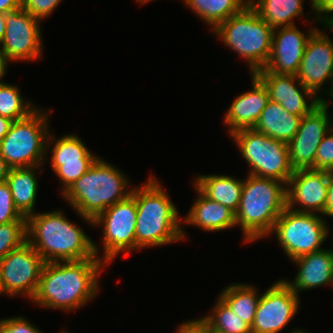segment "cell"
<instances>
[{
	"label": "cell",
	"mask_w": 333,
	"mask_h": 333,
	"mask_svg": "<svg viewBox=\"0 0 333 333\" xmlns=\"http://www.w3.org/2000/svg\"><path fill=\"white\" fill-rule=\"evenodd\" d=\"M5 30H6L5 14L0 13V43L4 38Z\"/></svg>",
	"instance_id": "ee69618b"
},
{
	"label": "cell",
	"mask_w": 333,
	"mask_h": 333,
	"mask_svg": "<svg viewBox=\"0 0 333 333\" xmlns=\"http://www.w3.org/2000/svg\"><path fill=\"white\" fill-rule=\"evenodd\" d=\"M50 113L51 110L37 107L27 117L12 123L0 142V156L10 169L42 166L47 161Z\"/></svg>",
	"instance_id": "52a82bcc"
},
{
	"label": "cell",
	"mask_w": 333,
	"mask_h": 333,
	"mask_svg": "<svg viewBox=\"0 0 333 333\" xmlns=\"http://www.w3.org/2000/svg\"><path fill=\"white\" fill-rule=\"evenodd\" d=\"M254 75L265 85L269 100L279 103L291 114L303 117L321 103V100L295 75H278L271 72H256Z\"/></svg>",
	"instance_id": "ac0fdd59"
},
{
	"label": "cell",
	"mask_w": 333,
	"mask_h": 333,
	"mask_svg": "<svg viewBox=\"0 0 333 333\" xmlns=\"http://www.w3.org/2000/svg\"><path fill=\"white\" fill-rule=\"evenodd\" d=\"M95 161H71L61 162L53 173L58 176L63 187H61V195L71 187L76 180L83 176Z\"/></svg>",
	"instance_id": "1f68e13d"
},
{
	"label": "cell",
	"mask_w": 333,
	"mask_h": 333,
	"mask_svg": "<svg viewBox=\"0 0 333 333\" xmlns=\"http://www.w3.org/2000/svg\"><path fill=\"white\" fill-rule=\"evenodd\" d=\"M329 173H333V167L331 168V170L329 171Z\"/></svg>",
	"instance_id": "681fc988"
},
{
	"label": "cell",
	"mask_w": 333,
	"mask_h": 333,
	"mask_svg": "<svg viewBox=\"0 0 333 333\" xmlns=\"http://www.w3.org/2000/svg\"><path fill=\"white\" fill-rule=\"evenodd\" d=\"M303 0H249V5L273 29L294 26L304 15Z\"/></svg>",
	"instance_id": "d4e9b609"
},
{
	"label": "cell",
	"mask_w": 333,
	"mask_h": 333,
	"mask_svg": "<svg viewBox=\"0 0 333 333\" xmlns=\"http://www.w3.org/2000/svg\"><path fill=\"white\" fill-rule=\"evenodd\" d=\"M300 304L299 295L281 278L260 295L251 332H281L293 320Z\"/></svg>",
	"instance_id": "4fadbf2b"
},
{
	"label": "cell",
	"mask_w": 333,
	"mask_h": 333,
	"mask_svg": "<svg viewBox=\"0 0 333 333\" xmlns=\"http://www.w3.org/2000/svg\"><path fill=\"white\" fill-rule=\"evenodd\" d=\"M40 168L42 167L11 168L7 175L6 183L11 191L14 205L25 218L36 213L34 207L39 191L36 171Z\"/></svg>",
	"instance_id": "cb8c5ba5"
},
{
	"label": "cell",
	"mask_w": 333,
	"mask_h": 333,
	"mask_svg": "<svg viewBox=\"0 0 333 333\" xmlns=\"http://www.w3.org/2000/svg\"><path fill=\"white\" fill-rule=\"evenodd\" d=\"M287 208L286 184L248 174L244 179L240 206L235 213L245 243L271 234L276 220Z\"/></svg>",
	"instance_id": "5b68a950"
},
{
	"label": "cell",
	"mask_w": 333,
	"mask_h": 333,
	"mask_svg": "<svg viewBox=\"0 0 333 333\" xmlns=\"http://www.w3.org/2000/svg\"><path fill=\"white\" fill-rule=\"evenodd\" d=\"M126 177L113 164L99 157L61 196L84 222L93 226V220L99 214L132 194L133 187L128 188L130 182Z\"/></svg>",
	"instance_id": "277c9868"
},
{
	"label": "cell",
	"mask_w": 333,
	"mask_h": 333,
	"mask_svg": "<svg viewBox=\"0 0 333 333\" xmlns=\"http://www.w3.org/2000/svg\"><path fill=\"white\" fill-rule=\"evenodd\" d=\"M161 182L153 175L139 187H134L137 221L136 249L162 246L186 239L180 214Z\"/></svg>",
	"instance_id": "3957f363"
},
{
	"label": "cell",
	"mask_w": 333,
	"mask_h": 333,
	"mask_svg": "<svg viewBox=\"0 0 333 333\" xmlns=\"http://www.w3.org/2000/svg\"><path fill=\"white\" fill-rule=\"evenodd\" d=\"M251 76L252 89L237 96L225 113L223 120L229 135L254 128L269 101L265 85L254 74Z\"/></svg>",
	"instance_id": "d6986e66"
},
{
	"label": "cell",
	"mask_w": 333,
	"mask_h": 333,
	"mask_svg": "<svg viewBox=\"0 0 333 333\" xmlns=\"http://www.w3.org/2000/svg\"><path fill=\"white\" fill-rule=\"evenodd\" d=\"M60 333H69V332H68V330L66 331L63 329Z\"/></svg>",
	"instance_id": "c3c4849f"
},
{
	"label": "cell",
	"mask_w": 333,
	"mask_h": 333,
	"mask_svg": "<svg viewBox=\"0 0 333 333\" xmlns=\"http://www.w3.org/2000/svg\"><path fill=\"white\" fill-rule=\"evenodd\" d=\"M51 133L49 132L47 138L46 152L51 149L48 153L52 154L50 166L53 172L61 166V162L96 161L99 158L90 152L78 134L63 135L59 139H54L55 136Z\"/></svg>",
	"instance_id": "484cf974"
},
{
	"label": "cell",
	"mask_w": 333,
	"mask_h": 333,
	"mask_svg": "<svg viewBox=\"0 0 333 333\" xmlns=\"http://www.w3.org/2000/svg\"><path fill=\"white\" fill-rule=\"evenodd\" d=\"M232 140L250 166L249 174L288 183L294 170L290 165L288 144L252 129L233 132Z\"/></svg>",
	"instance_id": "ba28073f"
},
{
	"label": "cell",
	"mask_w": 333,
	"mask_h": 333,
	"mask_svg": "<svg viewBox=\"0 0 333 333\" xmlns=\"http://www.w3.org/2000/svg\"><path fill=\"white\" fill-rule=\"evenodd\" d=\"M244 179L227 175H197L193 184L209 199L236 213L240 206Z\"/></svg>",
	"instance_id": "603a6c76"
},
{
	"label": "cell",
	"mask_w": 333,
	"mask_h": 333,
	"mask_svg": "<svg viewBox=\"0 0 333 333\" xmlns=\"http://www.w3.org/2000/svg\"><path fill=\"white\" fill-rule=\"evenodd\" d=\"M213 31L232 15L241 12L249 0H182Z\"/></svg>",
	"instance_id": "4316f807"
},
{
	"label": "cell",
	"mask_w": 333,
	"mask_h": 333,
	"mask_svg": "<svg viewBox=\"0 0 333 333\" xmlns=\"http://www.w3.org/2000/svg\"><path fill=\"white\" fill-rule=\"evenodd\" d=\"M301 120L302 116L291 114L279 103L269 100L253 129L288 144L297 133Z\"/></svg>",
	"instance_id": "7402d4cb"
},
{
	"label": "cell",
	"mask_w": 333,
	"mask_h": 333,
	"mask_svg": "<svg viewBox=\"0 0 333 333\" xmlns=\"http://www.w3.org/2000/svg\"><path fill=\"white\" fill-rule=\"evenodd\" d=\"M45 261L28 243L12 250L0 259V282L3 294H19L32 300L38 289Z\"/></svg>",
	"instance_id": "8fae6325"
},
{
	"label": "cell",
	"mask_w": 333,
	"mask_h": 333,
	"mask_svg": "<svg viewBox=\"0 0 333 333\" xmlns=\"http://www.w3.org/2000/svg\"><path fill=\"white\" fill-rule=\"evenodd\" d=\"M324 216L333 217V173H329L328 194Z\"/></svg>",
	"instance_id": "f35d334b"
},
{
	"label": "cell",
	"mask_w": 333,
	"mask_h": 333,
	"mask_svg": "<svg viewBox=\"0 0 333 333\" xmlns=\"http://www.w3.org/2000/svg\"><path fill=\"white\" fill-rule=\"evenodd\" d=\"M40 22L22 8L5 14L6 30L0 45L10 62L43 57Z\"/></svg>",
	"instance_id": "9a60e30c"
},
{
	"label": "cell",
	"mask_w": 333,
	"mask_h": 333,
	"mask_svg": "<svg viewBox=\"0 0 333 333\" xmlns=\"http://www.w3.org/2000/svg\"><path fill=\"white\" fill-rule=\"evenodd\" d=\"M37 107L23 98L17 85L0 81V116L16 121L27 117Z\"/></svg>",
	"instance_id": "f546056e"
},
{
	"label": "cell",
	"mask_w": 333,
	"mask_h": 333,
	"mask_svg": "<svg viewBox=\"0 0 333 333\" xmlns=\"http://www.w3.org/2000/svg\"><path fill=\"white\" fill-rule=\"evenodd\" d=\"M136 219V200L130 195L108 207L93 220V227H103V255L98 258L106 265L121 252L127 257L133 250L136 251Z\"/></svg>",
	"instance_id": "30bf717a"
},
{
	"label": "cell",
	"mask_w": 333,
	"mask_h": 333,
	"mask_svg": "<svg viewBox=\"0 0 333 333\" xmlns=\"http://www.w3.org/2000/svg\"><path fill=\"white\" fill-rule=\"evenodd\" d=\"M3 294V290H2V286H1V282H0V295Z\"/></svg>",
	"instance_id": "7dc6e473"
},
{
	"label": "cell",
	"mask_w": 333,
	"mask_h": 333,
	"mask_svg": "<svg viewBox=\"0 0 333 333\" xmlns=\"http://www.w3.org/2000/svg\"><path fill=\"white\" fill-rule=\"evenodd\" d=\"M325 28L333 31V26ZM324 33V30L317 29L310 36L296 74L298 80L321 102L327 101L322 96V86L328 82L331 85L325 95L333 99V41Z\"/></svg>",
	"instance_id": "7c38bea8"
},
{
	"label": "cell",
	"mask_w": 333,
	"mask_h": 333,
	"mask_svg": "<svg viewBox=\"0 0 333 333\" xmlns=\"http://www.w3.org/2000/svg\"><path fill=\"white\" fill-rule=\"evenodd\" d=\"M212 312L196 319L210 333H252L251 327L238 317L218 296Z\"/></svg>",
	"instance_id": "f1b7e54d"
},
{
	"label": "cell",
	"mask_w": 333,
	"mask_h": 333,
	"mask_svg": "<svg viewBox=\"0 0 333 333\" xmlns=\"http://www.w3.org/2000/svg\"><path fill=\"white\" fill-rule=\"evenodd\" d=\"M329 103L322 101L309 114L304 115L297 133L288 143L290 165L294 171L312 169L318 146L333 127Z\"/></svg>",
	"instance_id": "5bb4252c"
},
{
	"label": "cell",
	"mask_w": 333,
	"mask_h": 333,
	"mask_svg": "<svg viewBox=\"0 0 333 333\" xmlns=\"http://www.w3.org/2000/svg\"><path fill=\"white\" fill-rule=\"evenodd\" d=\"M105 266L99 258L45 263L31 302L46 309L77 310L96 297Z\"/></svg>",
	"instance_id": "6da1fadb"
},
{
	"label": "cell",
	"mask_w": 333,
	"mask_h": 333,
	"mask_svg": "<svg viewBox=\"0 0 333 333\" xmlns=\"http://www.w3.org/2000/svg\"><path fill=\"white\" fill-rule=\"evenodd\" d=\"M21 8V0H0V13H10Z\"/></svg>",
	"instance_id": "ab89813d"
},
{
	"label": "cell",
	"mask_w": 333,
	"mask_h": 333,
	"mask_svg": "<svg viewBox=\"0 0 333 333\" xmlns=\"http://www.w3.org/2000/svg\"><path fill=\"white\" fill-rule=\"evenodd\" d=\"M8 64H10V61L8 60L2 47H0V81L3 79V77L7 73Z\"/></svg>",
	"instance_id": "b9f144b4"
},
{
	"label": "cell",
	"mask_w": 333,
	"mask_h": 333,
	"mask_svg": "<svg viewBox=\"0 0 333 333\" xmlns=\"http://www.w3.org/2000/svg\"><path fill=\"white\" fill-rule=\"evenodd\" d=\"M329 227L322 215L296 212L286 208L276 220L271 234L290 260L320 251L329 238Z\"/></svg>",
	"instance_id": "9c48e42d"
},
{
	"label": "cell",
	"mask_w": 333,
	"mask_h": 333,
	"mask_svg": "<svg viewBox=\"0 0 333 333\" xmlns=\"http://www.w3.org/2000/svg\"><path fill=\"white\" fill-rule=\"evenodd\" d=\"M27 242L26 221L0 225V259Z\"/></svg>",
	"instance_id": "4dcf8cb0"
},
{
	"label": "cell",
	"mask_w": 333,
	"mask_h": 333,
	"mask_svg": "<svg viewBox=\"0 0 333 333\" xmlns=\"http://www.w3.org/2000/svg\"><path fill=\"white\" fill-rule=\"evenodd\" d=\"M273 28L250 6L232 15L212 33L245 59L251 74L264 69L271 53Z\"/></svg>",
	"instance_id": "8992f818"
},
{
	"label": "cell",
	"mask_w": 333,
	"mask_h": 333,
	"mask_svg": "<svg viewBox=\"0 0 333 333\" xmlns=\"http://www.w3.org/2000/svg\"><path fill=\"white\" fill-rule=\"evenodd\" d=\"M61 2L62 0H21V8L34 18L43 21Z\"/></svg>",
	"instance_id": "e575fe53"
},
{
	"label": "cell",
	"mask_w": 333,
	"mask_h": 333,
	"mask_svg": "<svg viewBox=\"0 0 333 333\" xmlns=\"http://www.w3.org/2000/svg\"><path fill=\"white\" fill-rule=\"evenodd\" d=\"M317 29L310 27L305 34L297 25L275 28L268 63L257 72L296 76L308 40Z\"/></svg>",
	"instance_id": "e0dca14e"
},
{
	"label": "cell",
	"mask_w": 333,
	"mask_h": 333,
	"mask_svg": "<svg viewBox=\"0 0 333 333\" xmlns=\"http://www.w3.org/2000/svg\"><path fill=\"white\" fill-rule=\"evenodd\" d=\"M136 1L140 4H146V3L150 2V1H153V0H136Z\"/></svg>",
	"instance_id": "bcb514c9"
},
{
	"label": "cell",
	"mask_w": 333,
	"mask_h": 333,
	"mask_svg": "<svg viewBox=\"0 0 333 333\" xmlns=\"http://www.w3.org/2000/svg\"><path fill=\"white\" fill-rule=\"evenodd\" d=\"M0 333H43L35 324L23 316H14L0 320Z\"/></svg>",
	"instance_id": "d590c367"
},
{
	"label": "cell",
	"mask_w": 333,
	"mask_h": 333,
	"mask_svg": "<svg viewBox=\"0 0 333 333\" xmlns=\"http://www.w3.org/2000/svg\"><path fill=\"white\" fill-rule=\"evenodd\" d=\"M314 21L322 26H333V0H311Z\"/></svg>",
	"instance_id": "8d00e7d4"
},
{
	"label": "cell",
	"mask_w": 333,
	"mask_h": 333,
	"mask_svg": "<svg viewBox=\"0 0 333 333\" xmlns=\"http://www.w3.org/2000/svg\"><path fill=\"white\" fill-rule=\"evenodd\" d=\"M9 169L5 160L0 156V183L6 181Z\"/></svg>",
	"instance_id": "7bdbcfd3"
},
{
	"label": "cell",
	"mask_w": 333,
	"mask_h": 333,
	"mask_svg": "<svg viewBox=\"0 0 333 333\" xmlns=\"http://www.w3.org/2000/svg\"><path fill=\"white\" fill-rule=\"evenodd\" d=\"M175 333H206V329L195 319L178 325Z\"/></svg>",
	"instance_id": "74e56055"
},
{
	"label": "cell",
	"mask_w": 333,
	"mask_h": 333,
	"mask_svg": "<svg viewBox=\"0 0 333 333\" xmlns=\"http://www.w3.org/2000/svg\"><path fill=\"white\" fill-rule=\"evenodd\" d=\"M27 242L45 263L98 258L99 246L66 218L64 211L35 213L26 218Z\"/></svg>",
	"instance_id": "7a4b0ae2"
},
{
	"label": "cell",
	"mask_w": 333,
	"mask_h": 333,
	"mask_svg": "<svg viewBox=\"0 0 333 333\" xmlns=\"http://www.w3.org/2000/svg\"><path fill=\"white\" fill-rule=\"evenodd\" d=\"M13 122V120L7 117L0 116V142L2 141L3 137L8 133Z\"/></svg>",
	"instance_id": "60d3db41"
},
{
	"label": "cell",
	"mask_w": 333,
	"mask_h": 333,
	"mask_svg": "<svg viewBox=\"0 0 333 333\" xmlns=\"http://www.w3.org/2000/svg\"><path fill=\"white\" fill-rule=\"evenodd\" d=\"M328 180L327 171L295 170L286 184L287 208L296 212L324 216Z\"/></svg>",
	"instance_id": "2e32d148"
},
{
	"label": "cell",
	"mask_w": 333,
	"mask_h": 333,
	"mask_svg": "<svg viewBox=\"0 0 333 333\" xmlns=\"http://www.w3.org/2000/svg\"><path fill=\"white\" fill-rule=\"evenodd\" d=\"M291 262L295 263L299 270L294 281H285L296 295L329 284L333 287V247L302 255Z\"/></svg>",
	"instance_id": "ffe728a7"
},
{
	"label": "cell",
	"mask_w": 333,
	"mask_h": 333,
	"mask_svg": "<svg viewBox=\"0 0 333 333\" xmlns=\"http://www.w3.org/2000/svg\"><path fill=\"white\" fill-rule=\"evenodd\" d=\"M291 333H309V332H307V331H304L303 329H295V330H293V331H291Z\"/></svg>",
	"instance_id": "f6af8a7d"
},
{
	"label": "cell",
	"mask_w": 333,
	"mask_h": 333,
	"mask_svg": "<svg viewBox=\"0 0 333 333\" xmlns=\"http://www.w3.org/2000/svg\"><path fill=\"white\" fill-rule=\"evenodd\" d=\"M14 221H26V218L16 209L11 191L5 181L0 183V225Z\"/></svg>",
	"instance_id": "d6a6232c"
},
{
	"label": "cell",
	"mask_w": 333,
	"mask_h": 333,
	"mask_svg": "<svg viewBox=\"0 0 333 333\" xmlns=\"http://www.w3.org/2000/svg\"><path fill=\"white\" fill-rule=\"evenodd\" d=\"M255 285L234 283L228 285L219 297L250 327L255 318L260 293Z\"/></svg>",
	"instance_id": "83f0119b"
},
{
	"label": "cell",
	"mask_w": 333,
	"mask_h": 333,
	"mask_svg": "<svg viewBox=\"0 0 333 333\" xmlns=\"http://www.w3.org/2000/svg\"><path fill=\"white\" fill-rule=\"evenodd\" d=\"M333 167V127L320 142L312 170L329 172Z\"/></svg>",
	"instance_id": "836d02e7"
},
{
	"label": "cell",
	"mask_w": 333,
	"mask_h": 333,
	"mask_svg": "<svg viewBox=\"0 0 333 333\" xmlns=\"http://www.w3.org/2000/svg\"><path fill=\"white\" fill-rule=\"evenodd\" d=\"M198 194L185 216L183 224L193 225L207 232L236 227L235 213L228 207L206 197L194 184Z\"/></svg>",
	"instance_id": "44dd1931"
}]
</instances>
